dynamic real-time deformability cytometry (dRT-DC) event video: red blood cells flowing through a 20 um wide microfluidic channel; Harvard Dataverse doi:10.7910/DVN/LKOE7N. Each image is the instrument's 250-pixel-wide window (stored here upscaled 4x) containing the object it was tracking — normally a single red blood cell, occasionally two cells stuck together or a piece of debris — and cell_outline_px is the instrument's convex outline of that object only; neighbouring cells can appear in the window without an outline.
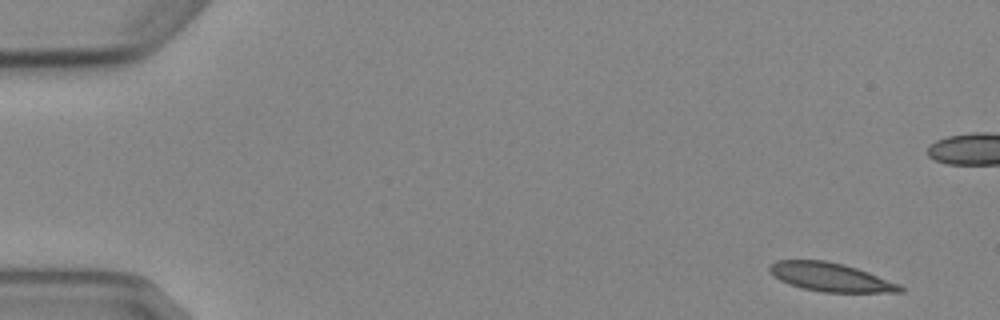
{"species": "Egyptian fruit bat (a non-hibernating species)", "species_latin": "Rousettus aegyptiacus", "temperature_condition": "cold", "stored_images_in_passage": 8, "camera_frame_rate_fps": 3000, "um_per_image_px": 0.085, "animal": {"sex": "female"}, "frame": {"image": 1, "passage_image": 1, "time_ms": 0.0, "image_size_px": [1000, 320], "cell_outline_px": [[904, 292], [824, 292], [804, 288], [788, 284], [780, 280], [768, 268], [768, 264], [776, 260], [824, 260], [844, 264], [868, 272], [900, 284], [904, 288]], "centroid_in_image_um": [70.6, 23.55], "position_along_channel_um": 14.4, "area_um2": 21.62}}